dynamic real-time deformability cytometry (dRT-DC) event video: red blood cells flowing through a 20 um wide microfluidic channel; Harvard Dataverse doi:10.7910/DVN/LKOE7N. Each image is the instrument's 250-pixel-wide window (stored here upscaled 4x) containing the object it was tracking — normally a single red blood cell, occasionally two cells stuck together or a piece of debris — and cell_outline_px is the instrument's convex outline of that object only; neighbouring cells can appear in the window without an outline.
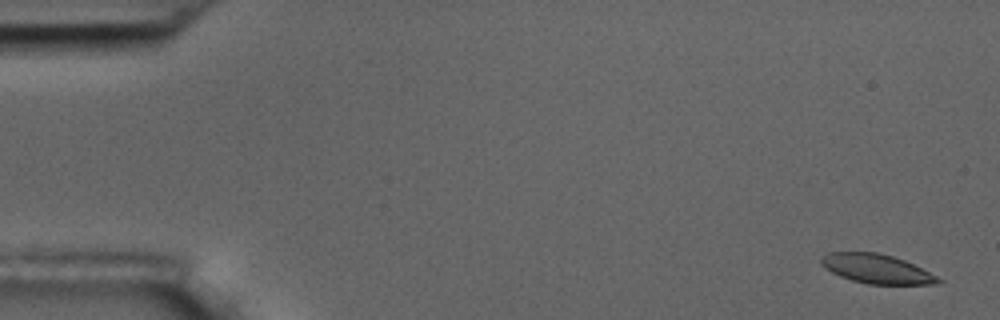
{"species": "common noctule bat (a hibernating species)", "species_latin": "Nyctalus noctula", "temperature_condition": "room temperature", "stored_images_in_passage": 10, "camera_frame_rate_fps": 3000, "um_per_image_px": 0.085, "animal": {"sex": "male", "body_mass_g": 17.5, "forearm_length_mm": 52.3}, "frame": {"image": 1, "passage_image": 2, "time_ms": 0.333, "image_size_px": [1000, 320], "cell_outline_px": [[944, 280], [940, 284], [868, 284], [852, 280], [840, 276], [824, 268], [820, 264], [820, 256], [828, 252], [876, 252], [892, 256], [904, 260]], "centroid_in_image_um": [74.47, 22.85], "position_along_channel_um": 10.5, "area_um2": 19.88}}